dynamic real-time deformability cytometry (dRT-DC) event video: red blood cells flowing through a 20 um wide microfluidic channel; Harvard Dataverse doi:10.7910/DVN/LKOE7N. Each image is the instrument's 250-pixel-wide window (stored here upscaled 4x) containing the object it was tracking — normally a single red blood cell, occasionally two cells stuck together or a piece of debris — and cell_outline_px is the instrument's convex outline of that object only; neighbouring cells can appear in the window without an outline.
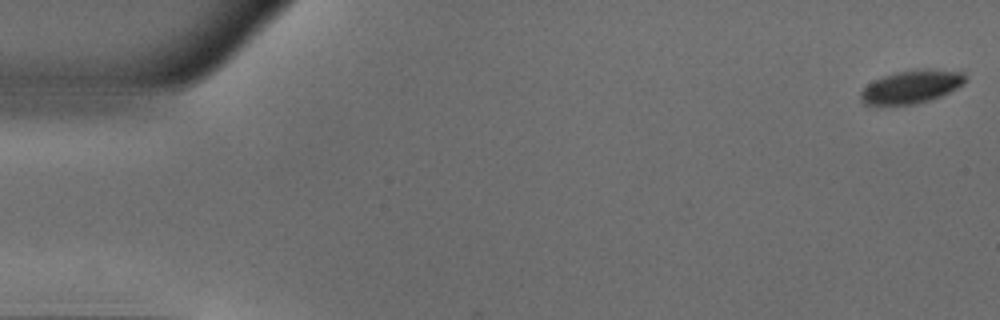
{"species": "common noctule bat (a hibernating species)", "species_latin": "Nyctalus noctula", "temperature_condition": "warm", "stored_images_in_passage": 52, "camera_frame_rate_fps": 3000, "um_per_image_px": 0.085, "animal": {"sex": "male", "body_mass_g": 18.8}, "frame": {"image": 1, "passage_image": 1, "time_ms": 0.0, "image_size_px": [1000, 320], "cell_outline_px": [[964, 84], [932, 100], [916, 104], [880, 108], [876, 108], [864, 104], [860, 100], [860, 92], [868, 84], [884, 76], [896, 72], [920, 68], [928, 68], [964, 72]], "centroid_in_image_um": [77.39, 7.42], "position_along_channel_um": 7.6, "area_um2": 20.87}}
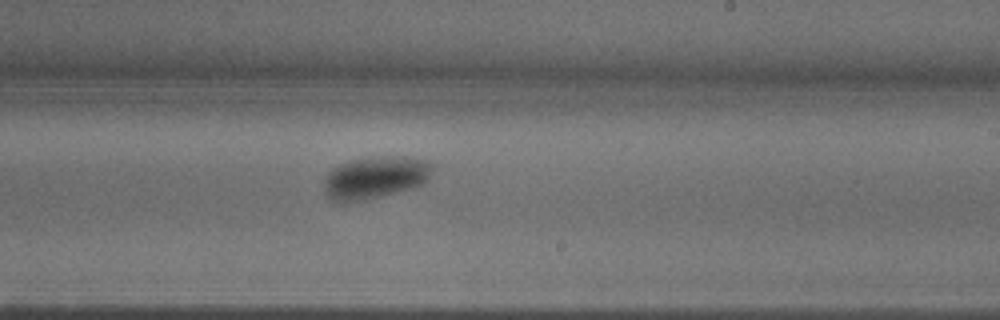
{"frame": {"image": 2, "passage_image": 31, "time_ms": 10.0, "image_size_px": [1000, 320], "cell_outline_px": [[436, 164], [428, 180], [424, 184], [344, 204], [332, 200], [328, 196], [324, 184], [324, 180], [332, 168], [340, 164], [352, 160], [376, 156], [404, 156], [428, 160]], "centroid_in_image_um": [31.93, 15.05], "position_along_channel_um": 257.1, "area_um2": 26.65}}
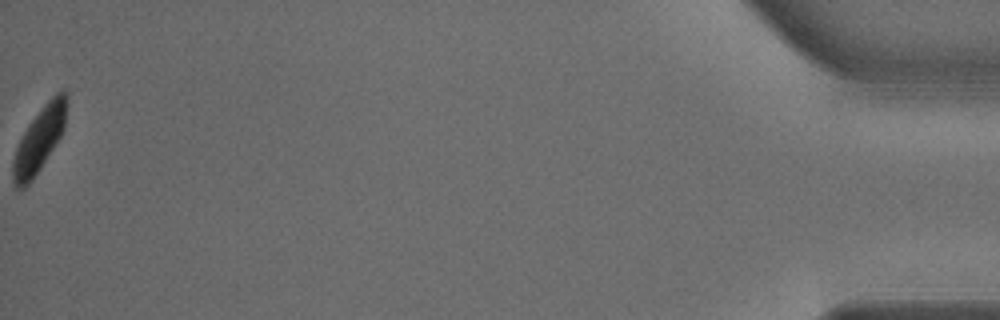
{"frame": {"image": 3, "passage_image": 52, "time_ms": 17.0, "image_size_px": [1000, 320], "cell_outline_px": [[68, 104], [64, 128], [60, 136], [40, 168], [32, 180], [24, 188], [16, 188], [12, 180], [12, 164], [16, 148], [28, 124], [44, 104], [56, 92], [64, 88], [68, 92]], "centroid_in_image_um": [3.36, 11.81], "position_along_channel_um": 431.8, "area_um2": 20.23}, "authors_computed_cell_mechanics": {"area_um2": 23.9581, "velocity_mm_per_s": 3.9098, "shape_relaxation_time_tau1_ms": 2.1492, "shape_relaxation_time_tau2_ms": null, "deformation_change_tau1": 0.1073, "deformation_change_tau2": null}}